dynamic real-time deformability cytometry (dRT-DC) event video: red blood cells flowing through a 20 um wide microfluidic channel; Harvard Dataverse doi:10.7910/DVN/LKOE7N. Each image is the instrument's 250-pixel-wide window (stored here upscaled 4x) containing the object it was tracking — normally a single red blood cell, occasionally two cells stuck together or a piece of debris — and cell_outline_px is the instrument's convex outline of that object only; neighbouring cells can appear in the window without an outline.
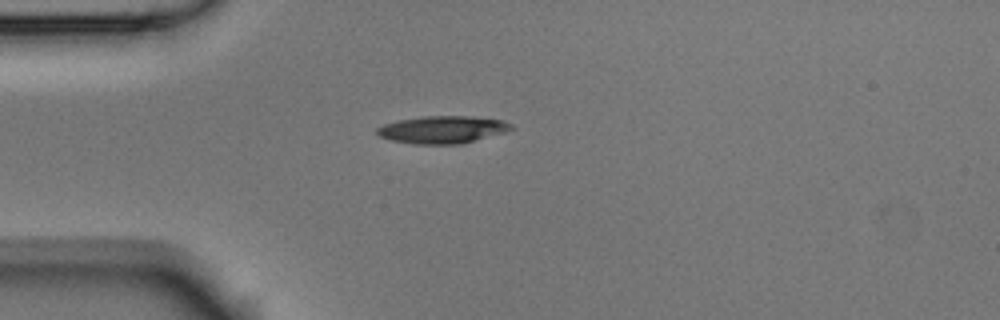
{"species": "Egyptian fruit bat (a non-hibernating species)", "species_latin": "Rousettus aegyptiacus", "temperature_condition": "room temperature", "stored_images_in_passage": 1, "camera_frame_rate_fps": 3000, "um_per_image_px": 0.085, "animal": {"sex": "male"}, "frame": {"image": 1, "passage_image": 1, "time_ms": 0.0, "image_size_px": [1000, 320], "cell_outline_px": [[516, 128], [504, 132], [460, 144], [412, 144], [392, 140], [380, 136], [376, 132], [376, 128], [384, 124], [400, 120], [424, 116], [472, 116], [504, 120], [512, 124]], "centroid_in_image_um": [37.63, 11.01], "position_along_channel_um": 47.4, "area_um2": 21.39}}